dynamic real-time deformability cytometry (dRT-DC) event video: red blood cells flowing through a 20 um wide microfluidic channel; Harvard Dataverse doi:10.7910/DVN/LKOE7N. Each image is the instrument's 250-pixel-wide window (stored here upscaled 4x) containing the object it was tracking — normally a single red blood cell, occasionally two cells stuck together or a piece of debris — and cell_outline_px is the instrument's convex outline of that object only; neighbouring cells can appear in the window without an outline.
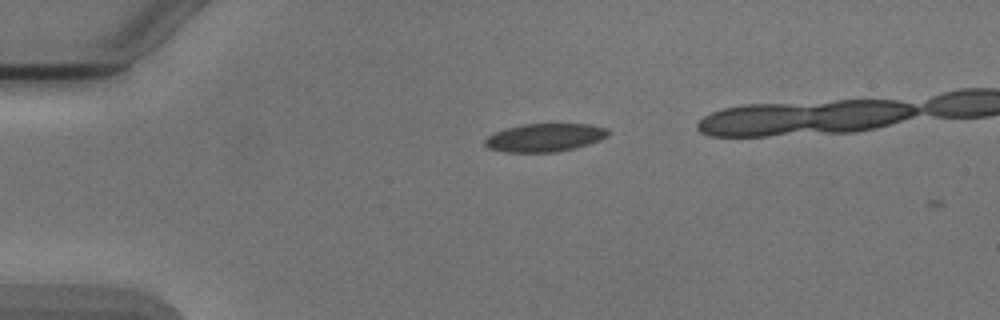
{"species": "Egyptian fruit bat (a non-hibernating species)", "species_latin": "Rousettus aegyptiacus", "temperature_condition": "cold", "stored_images_in_passage": 3, "camera_frame_rate_fps": 3000, "um_per_image_px": 0.085, "animal": {"sex": "male"}, "frame": {"image": 1, "passage_image": 1, "time_ms": 0.0, "image_size_px": [1000, 320], "cell_outline_px": [[612, 132], [608, 136], [600, 140], [576, 148], [556, 152], [504, 152], [488, 148], [484, 144], [484, 140], [488, 136], [504, 128], [524, 124], [588, 124], [608, 128]], "centroid_in_image_um": [46.33, 11.69], "position_along_channel_um": 38.7, "area_um2": 20.4}}